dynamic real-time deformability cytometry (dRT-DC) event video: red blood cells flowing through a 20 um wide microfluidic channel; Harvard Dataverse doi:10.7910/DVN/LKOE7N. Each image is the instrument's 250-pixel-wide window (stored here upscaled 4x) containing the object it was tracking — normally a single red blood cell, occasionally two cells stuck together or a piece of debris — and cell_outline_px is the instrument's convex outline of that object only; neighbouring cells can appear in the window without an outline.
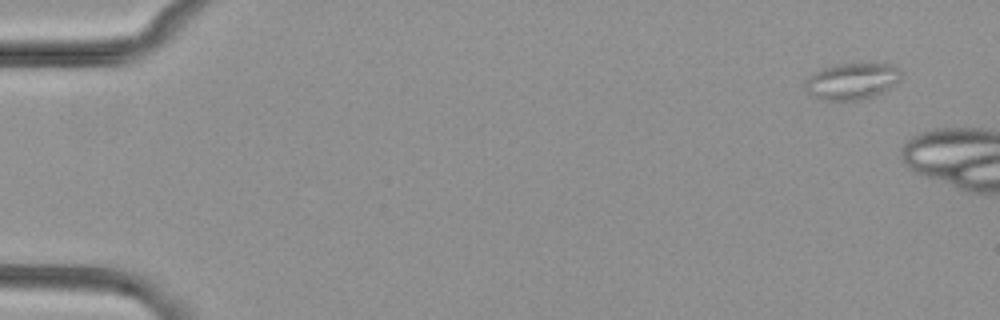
{"species": "common noctule bat (a hibernating species)", "species_latin": "Nyctalus noctula", "temperature_condition": "cold", "stored_images_in_passage": 4, "camera_frame_rate_fps": 3000, "um_per_image_px": 0.085, "animal": {"sex": "female", "body_mass_g": 29.2, "forearm_length_mm": 56.3}, "frame": {"image": 1, "passage_image": 1, "time_ms": 0.0, "image_size_px": [1000, 320], "cell_outline_px": [[900, 80], [892, 88], [872, 96], [860, 100], [820, 100], [812, 96], [804, 88], [804, 84], [808, 76], [812, 72], [836, 64], [888, 64], [896, 68], [900, 72]], "centroid_in_image_um": [72.37, 6.92], "position_along_channel_um": 12.6, "area_um2": 20.4}}